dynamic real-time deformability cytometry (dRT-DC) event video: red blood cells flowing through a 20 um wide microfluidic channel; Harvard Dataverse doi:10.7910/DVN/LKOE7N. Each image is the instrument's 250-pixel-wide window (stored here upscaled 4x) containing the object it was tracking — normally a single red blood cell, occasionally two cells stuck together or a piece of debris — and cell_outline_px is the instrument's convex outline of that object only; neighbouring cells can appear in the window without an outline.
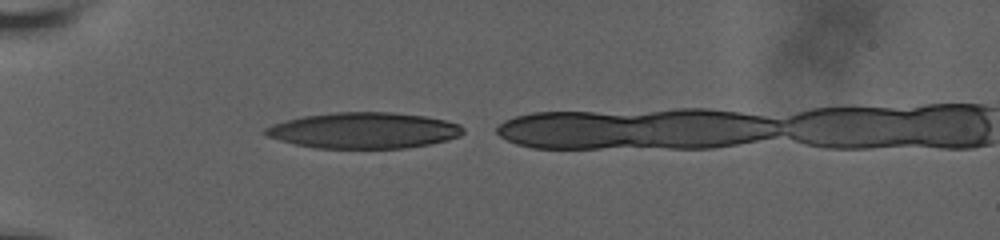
{"species": "human", "species_latin": "Homo sapiens", "temperature_condition": "room temperature", "stored_images_in_passage": 34, "camera_frame_rate_fps": 3000, "um_per_image_px": 0.085, "donor": {"sex": "male"}, "frame": {"image": 1, "passage_image": 1, "time_ms": 0.0, "image_size_px": [1000, 240], "cell_outline_px": [[464, 132], [460, 136], [448, 140], [408, 148], [316, 148], [296, 144], [280, 140], [268, 136], [264, 132], [264, 128], [272, 124], [304, 116], [336, 112], [392, 112], [424, 116], [444, 120], [460, 124], [464, 128]], "centroid_in_image_um": [30.96, 11.09], "position_along_channel_um": 54.0, "area_um2": 41.33}}
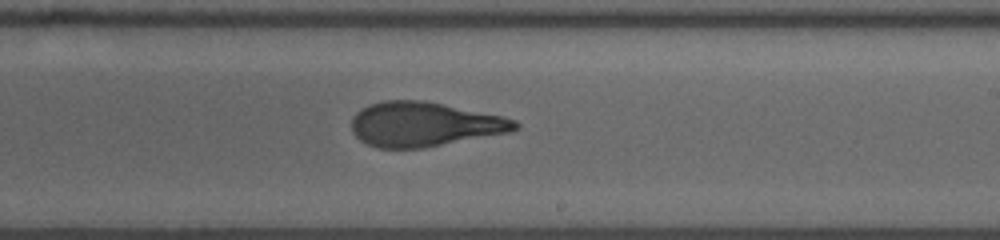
{"frame": {"image": 2, "passage_image": 19, "time_ms": 6.0, "image_size_px": [1000, 240], "cell_outline_px": [[520, 128], [508, 132], [424, 148], [380, 148], [368, 144], [360, 140], [352, 132], [352, 116], [360, 108], [368, 104], [384, 100], [424, 100], [500, 116], [516, 120], [520, 124]], "centroid_in_image_um": [36.01, 10.56], "position_along_channel_um": 253.0, "area_um2": 42.25}}
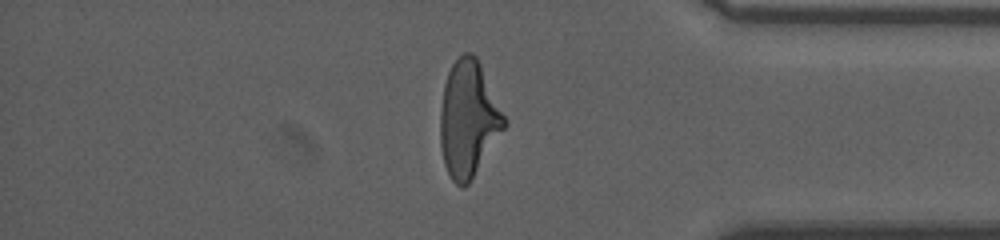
{"frame": {"image": 3, "passage_image": 32, "time_ms": 10.333, "image_size_px": [1000, 240], "cell_outline_px": [[508, 124], [468, 184], [464, 188], [460, 188], [452, 180], [444, 164], [440, 144], [440, 112], [444, 84], [448, 72], [452, 64], [464, 52], [472, 52], [476, 56], [508, 120]], "centroid_in_image_um": [39.82, 10.12], "position_along_channel_um": 395.4, "area_um2": 43.35}}